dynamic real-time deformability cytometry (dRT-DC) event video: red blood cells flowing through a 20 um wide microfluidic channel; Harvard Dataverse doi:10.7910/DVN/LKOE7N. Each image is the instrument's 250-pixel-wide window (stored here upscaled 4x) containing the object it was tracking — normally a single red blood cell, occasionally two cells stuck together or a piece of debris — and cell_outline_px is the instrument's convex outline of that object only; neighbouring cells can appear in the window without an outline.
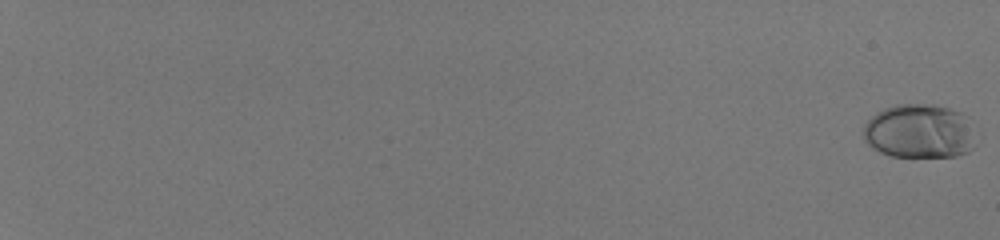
{"species": "human", "species_latin": "Homo sapiens", "temperature_condition": "room temperature", "stored_images_in_passage": 57, "camera_frame_rate_fps": 3000, "um_per_image_px": 0.085, "donor": {"sex": "male"}, "frame": {"image": 1, "passage_image": 1, "time_ms": 0.0, "image_size_px": [1000, 240], "cell_outline_px": [[972, 148], [968, 152], [956, 156], [892, 156], [880, 152], [872, 148], [864, 140], [864, 124], [876, 112], [884, 108], [896, 104], [936, 104], [960, 112], [968, 116]], "centroid_in_image_um": [78.09, 11.14], "position_along_channel_um": 6.9, "area_um2": 35.2}}
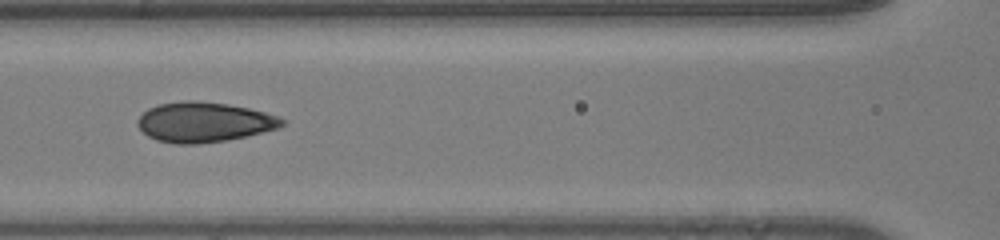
{"frame": {"image": 2, "passage_image": 33, "time_ms": 10.667, "image_size_px": [1000, 240], "cell_outline_px": [[288, 120], [284, 124], [276, 128], [244, 136], [224, 140], [196, 144], [176, 144], [156, 140], [148, 136], [136, 124], [136, 120], [148, 108], [160, 104], [184, 100], [192, 100], [228, 104], [248, 108], [280, 116]], "centroid_in_image_um": [17.32, 10.37], "position_along_channel_um": 149.3, "area_um2": 33.47}}
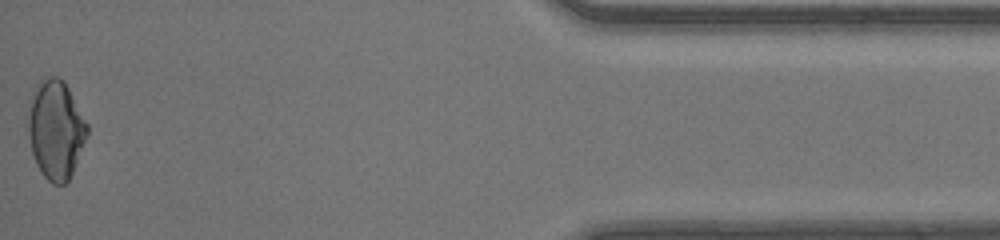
{"frame": {"image": 3, "passage_image": 57, "time_ms": 18.667, "image_size_px": [1000, 240], "cell_outline_px": [[88, 132], [72, 172], [68, 180], [64, 184], [52, 184], [40, 172], [36, 164], [32, 152], [24, 116], [40, 84], [44, 80], [52, 76], [56, 76], [64, 80], [88, 124]], "centroid_in_image_um": [4.72, 11.04], "position_along_channel_um": 430.5, "area_um2": 33.64}, "authors_computed_cell_mechanics": {"area_um2": 33.1772, "velocity_mm_per_s": 4.2013, "shape_relaxation_time_tau1_ms": 8.04, "shape_relaxation_time_tau2_ms": 0.6275, "deformation_change_tau1": 0.219, "deformation_change_tau2": 0.0414}}